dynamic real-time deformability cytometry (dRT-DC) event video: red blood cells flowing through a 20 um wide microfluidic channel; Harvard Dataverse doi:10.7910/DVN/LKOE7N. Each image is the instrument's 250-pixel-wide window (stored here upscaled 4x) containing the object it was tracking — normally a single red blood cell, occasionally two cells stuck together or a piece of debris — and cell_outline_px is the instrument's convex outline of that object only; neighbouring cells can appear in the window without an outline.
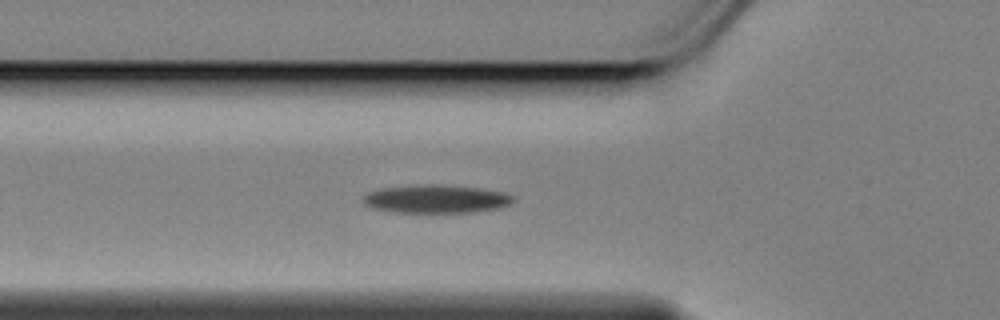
{"species": "Egyptian fruit bat (a non-hibernating species)", "species_latin": "Rousettus aegyptiacus", "temperature_condition": "cold", "stored_images_in_passage": 14, "camera_frame_rate_fps": 3000, "um_per_image_px": 0.085, "animal": {"sex": "female"}, "frame": {"image": 1, "passage_image": 9, "time_ms": 2.667, "image_size_px": [1000, 320], "cell_outline_px": [[516, 200], [512, 204], [500, 208], [472, 212], [396, 212], [372, 208], [364, 204], [360, 200], [368, 192], [380, 188], [416, 184], [440, 184], [476, 188], [508, 192], [516, 196]], "centroid_in_image_um": [37.1, 16.9], "position_along_channel_um": 88.7, "area_um2": 25.14}}
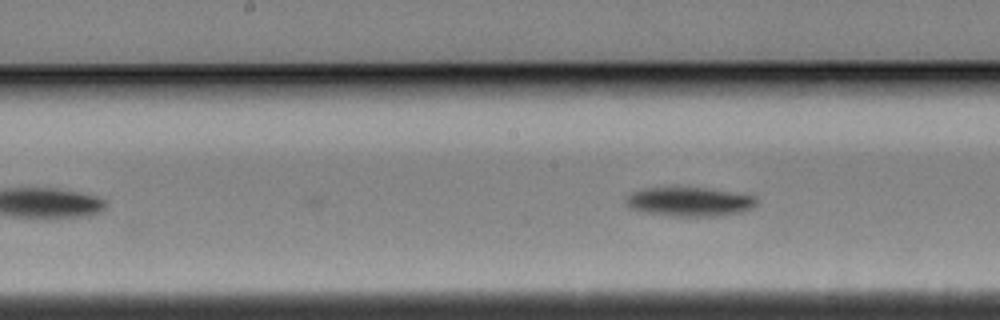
{"frame": {"image": 2, "passage_image": 14, "time_ms": 4.333, "image_size_px": [1000, 320], "cell_outline_px": [[756, 204], [752, 208], [744, 212], [720, 216], [668, 216], [644, 212], [628, 208], [624, 204], [624, 196], [632, 192], [644, 188], [704, 188], [756, 196]], "centroid_in_image_um": [58.55, 17.16], "position_along_channel_um": 189.7, "area_um2": 22.37}}